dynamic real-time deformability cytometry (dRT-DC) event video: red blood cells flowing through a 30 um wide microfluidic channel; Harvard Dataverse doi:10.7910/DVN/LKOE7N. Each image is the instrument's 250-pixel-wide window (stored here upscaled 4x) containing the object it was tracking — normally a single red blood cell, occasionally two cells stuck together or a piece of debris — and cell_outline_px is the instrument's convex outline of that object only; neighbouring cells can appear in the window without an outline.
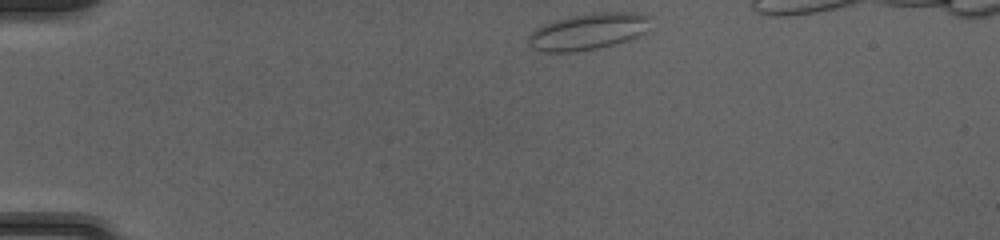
{"species": "common noctule bat (a hibernating species)", "species_latin": "Nyctalus noctula", "temperature_condition": "cold", "stored_images_in_passage": 37, "camera_frame_rate_fps": 3000, "um_per_image_px": 0.085, "animal": {"sex": "female", "body_mass_g": 20.0, "forearm_length_mm": 54.0}, "frame": {"image": 1, "passage_image": 1, "time_ms": 0.0, "image_size_px": [1000, 240], "cell_outline_px": [[652, 32], [628, 40], [596, 48], [576, 52], [540, 52], [532, 48], [528, 44], [528, 36], [536, 28], [544, 24], [556, 20], [596, 12], [632, 12], [652, 16]], "centroid_in_image_um": [50.09, 2.68], "position_along_channel_um": 34.9, "area_um2": 26.36}}
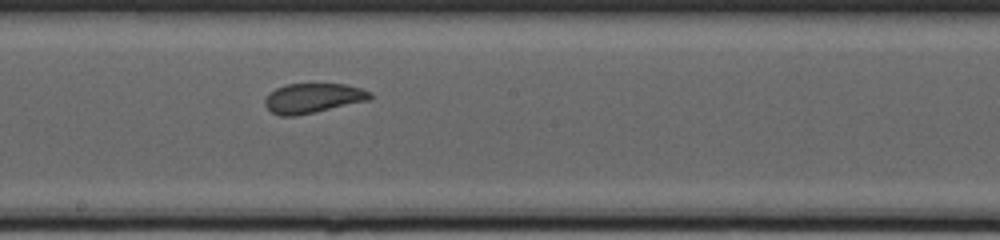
{"frame": {"image": 2, "passage_image": 19, "time_ms": 6.0, "image_size_px": [1000, 240], "cell_outline_px": [[372, 96], [368, 100], [296, 116], [280, 116], [272, 112], [264, 104], [264, 100], [276, 88], [284, 84], [344, 84], [360, 88], [372, 92]], "centroid_in_image_um": [26.59, 8.34], "position_along_channel_um": 221.6, "area_um2": 17.98}}
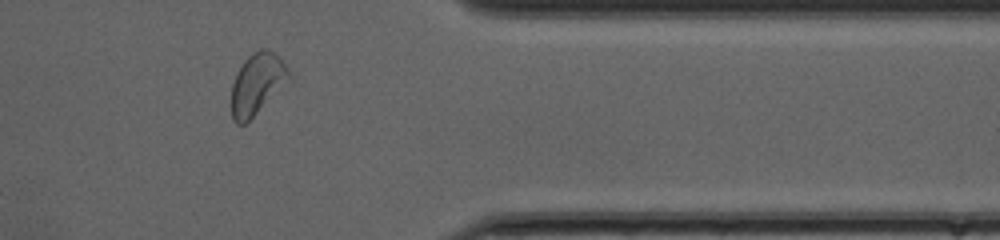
{"frame": {"image": 3, "passage_image": 32, "time_ms": 10.333, "image_size_px": [1000, 240], "cell_outline_px": [[292, 76], [244, 124], [236, 124], [232, 120], [232, 84], [236, 72], [244, 60], [252, 52], [260, 48], [268, 48], [288, 68]], "centroid_in_image_um": [21.81, 7.09], "position_along_channel_um": 389.6, "area_um2": 19.94}}